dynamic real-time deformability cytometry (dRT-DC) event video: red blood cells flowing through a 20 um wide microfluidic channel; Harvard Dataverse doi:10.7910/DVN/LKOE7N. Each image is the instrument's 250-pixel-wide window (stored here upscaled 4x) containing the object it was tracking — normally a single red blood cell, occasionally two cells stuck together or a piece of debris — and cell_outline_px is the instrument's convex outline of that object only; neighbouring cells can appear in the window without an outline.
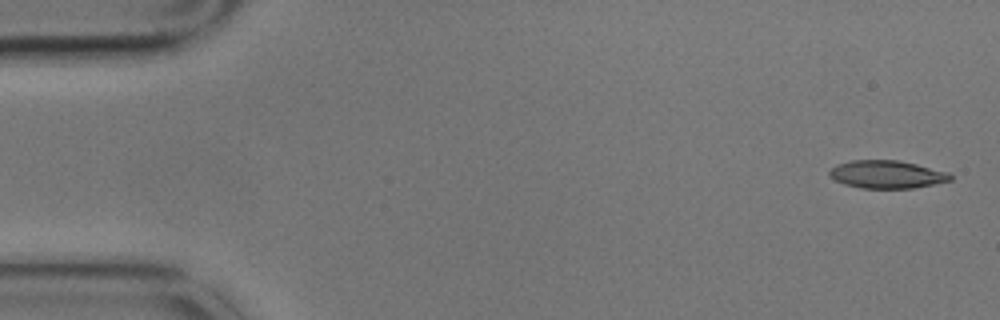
{"species": "common noctule bat (a hibernating species)", "species_latin": "Nyctalus noctula", "temperature_condition": "cold", "stored_images_in_passage": 6, "camera_frame_rate_fps": 3000, "um_per_image_px": 0.085, "animal": {"sex": "male", "body_mass_g": 17.9}, "frame": {"image": 1, "passage_image": 1, "time_ms": 0.0, "image_size_px": [1000, 320], "cell_outline_px": [[952, 180], [912, 188], [860, 188], [844, 184], [828, 176], [828, 172], [836, 164], [852, 160], [900, 160], [948, 172], [952, 176]], "centroid_in_image_um": [75.35, 14.82], "position_along_channel_um": 9.6, "area_um2": 19.59}}
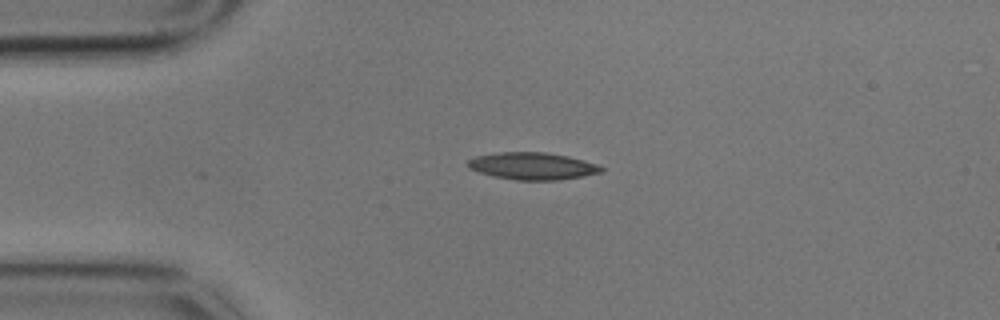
{"frame": {"image": 2, "passage_image": 4, "time_ms": 1.0, "image_size_px": [1000, 320], "cell_outline_px": [[604, 172], [584, 176], [560, 180], [516, 180], [492, 176], [468, 168], [468, 160], [476, 156], [500, 152], [544, 152], [568, 156], [584, 160], [596, 164], [604, 168]], "centroid_in_image_um": [45.29, 14.12], "position_along_channel_um": 39.7, "area_um2": 21.15}}